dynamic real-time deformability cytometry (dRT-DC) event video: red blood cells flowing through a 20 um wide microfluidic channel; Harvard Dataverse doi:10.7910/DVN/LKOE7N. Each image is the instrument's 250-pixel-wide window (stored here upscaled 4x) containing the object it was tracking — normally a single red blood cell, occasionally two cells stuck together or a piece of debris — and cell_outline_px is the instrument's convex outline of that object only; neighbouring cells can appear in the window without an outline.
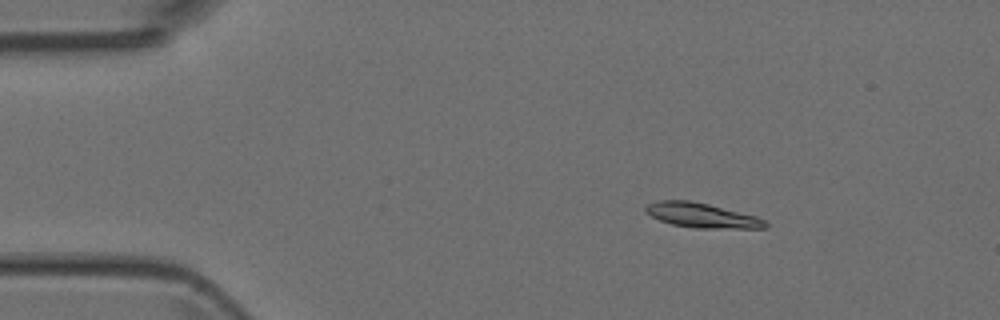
{"species": "Egyptian fruit bat (a non-hibernating species)", "species_latin": "Rousettus aegyptiacus", "temperature_condition": "room temperature", "stored_images_in_passage": 3, "camera_frame_rate_fps": 3000, "um_per_image_px": 0.085, "animal": {"sex": "female"}, "frame": {"image": 1, "passage_image": 1, "time_ms": 0.0, "image_size_px": [1000, 320], "cell_outline_px": [[768, 228], [692, 228], [672, 224], [660, 220], [644, 212], [644, 208], [648, 204], [656, 200], [688, 200], [708, 204], [756, 216], [764, 220], [768, 224]], "centroid_in_image_um": [59.62, 18.3], "position_along_channel_um": 25.4, "area_um2": 17.17}}
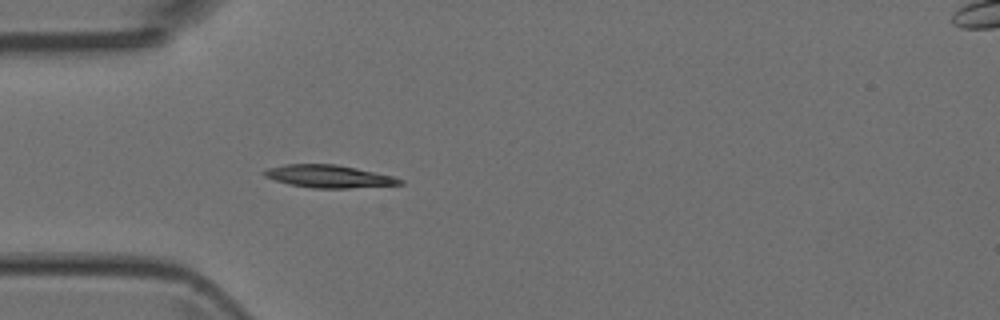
{"frame": {"image": 2, "passage_image": 3, "time_ms": 2.333, "image_size_px": [1000, 320], "cell_outline_px": [[404, 184], [348, 188], [312, 188], [288, 184], [264, 176], [260, 172], [268, 168], [284, 164], [336, 164], [356, 168], [392, 176], [404, 180]], "centroid_in_image_um": [27.92, 14.99], "position_along_channel_um": 57.1, "area_um2": 17.86}}